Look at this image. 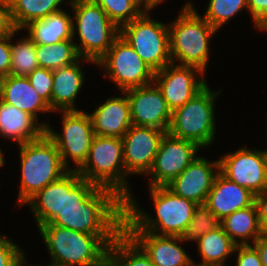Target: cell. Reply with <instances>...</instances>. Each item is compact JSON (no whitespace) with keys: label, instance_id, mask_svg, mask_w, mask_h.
Returning a JSON list of instances; mask_svg holds the SVG:
<instances>
[{"label":"cell","instance_id":"6da1fadb","mask_svg":"<svg viewBox=\"0 0 267 266\" xmlns=\"http://www.w3.org/2000/svg\"><path fill=\"white\" fill-rule=\"evenodd\" d=\"M124 214L125 201L113 190L69 171L63 176L62 211L50 224L92 235H119Z\"/></svg>","mask_w":267,"mask_h":266},{"label":"cell","instance_id":"7a4b0ae2","mask_svg":"<svg viewBox=\"0 0 267 266\" xmlns=\"http://www.w3.org/2000/svg\"><path fill=\"white\" fill-rule=\"evenodd\" d=\"M156 218L147 214L131 195L125 201L124 231H147L157 235L180 236L194 215L196 203L176 195L167 186L149 187Z\"/></svg>","mask_w":267,"mask_h":266},{"label":"cell","instance_id":"3957f363","mask_svg":"<svg viewBox=\"0 0 267 266\" xmlns=\"http://www.w3.org/2000/svg\"><path fill=\"white\" fill-rule=\"evenodd\" d=\"M53 266H107L109 246L118 235H92L44 224L38 227Z\"/></svg>","mask_w":267,"mask_h":266},{"label":"cell","instance_id":"277c9868","mask_svg":"<svg viewBox=\"0 0 267 266\" xmlns=\"http://www.w3.org/2000/svg\"><path fill=\"white\" fill-rule=\"evenodd\" d=\"M176 20L168 24L172 63L193 66L205 73L210 60V41L218 30L186 2Z\"/></svg>","mask_w":267,"mask_h":266},{"label":"cell","instance_id":"5b68a950","mask_svg":"<svg viewBox=\"0 0 267 266\" xmlns=\"http://www.w3.org/2000/svg\"><path fill=\"white\" fill-rule=\"evenodd\" d=\"M18 147L21 181L16 203L22 206L45 186L62 178L69 170L64 166L56 145L46 133Z\"/></svg>","mask_w":267,"mask_h":266},{"label":"cell","instance_id":"8992f818","mask_svg":"<svg viewBox=\"0 0 267 266\" xmlns=\"http://www.w3.org/2000/svg\"><path fill=\"white\" fill-rule=\"evenodd\" d=\"M68 2L74 14L72 29L77 52L81 58L96 64L120 36V28L94 0ZM75 35L78 36L79 44L75 40Z\"/></svg>","mask_w":267,"mask_h":266},{"label":"cell","instance_id":"52a82bcc","mask_svg":"<svg viewBox=\"0 0 267 266\" xmlns=\"http://www.w3.org/2000/svg\"><path fill=\"white\" fill-rule=\"evenodd\" d=\"M82 179L113 190L126 201L132 194L119 137L95 135L84 165L77 171Z\"/></svg>","mask_w":267,"mask_h":266},{"label":"cell","instance_id":"ba28073f","mask_svg":"<svg viewBox=\"0 0 267 266\" xmlns=\"http://www.w3.org/2000/svg\"><path fill=\"white\" fill-rule=\"evenodd\" d=\"M223 90L212 91L208 84L183 106L172 111L168 133L208 148L216 132L215 102Z\"/></svg>","mask_w":267,"mask_h":266},{"label":"cell","instance_id":"9c48e42d","mask_svg":"<svg viewBox=\"0 0 267 266\" xmlns=\"http://www.w3.org/2000/svg\"><path fill=\"white\" fill-rule=\"evenodd\" d=\"M120 36L154 72L172 63L168 24L154 20L149 12L121 26Z\"/></svg>","mask_w":267,"mask_h":266},{"label":"cell","instance_id":"30bf717a","mask_svg":"<svg viewBox=\"0 0 267 266\" xmlns=\"http://www.w3.org/2000/svg\"><path fill=\"white\" fill-rule=\"evenodd\" d=\"M61 113L62 134L52 130L49 124L45 128V133L56 145L64 166L69 171H78L86 162L95 137L92 121L86 110ZM68 159L73 161L75 168L69 166Z\"/></svg>","mask_w":267,"mask_h":266},{"label":"cell","instance_id":"8fae6325","mask_svg":"<svg viewBox=\"0 0 267 266\" xmlns=\"http://www.w3.org/2000/svg\"><path fill=\"white\" fill-rule=\"evenodd\" d=\"M95 65L104 69L105 76H109L120 92L146 86L154 81L155 72L121 36Z\"/></svg>","mask_w":267,"mask_h":266},{"label":"cell","instance_id":"7c38bea8","mask_svg":"<svg viewBox=\"0 0 267 266\" xmlns=\"http://www.w3.org/2000/svg\"><path fill=\"white\" fill-rule=\"evenodd\" d=\"M219 172L254 195L267 189L266 150L239 147L218 159Z\"/></svg>","mask_w":267,"mask_h":266},{"label":"cell","instance_id":"4fadbf2b","mask_svg":"<svg viewBox=\"0 0 267 266\" xmlns=\"http://www.w3.org/2000/svg\"><path fill=\"white\" fill-rule=\"evenodd\" d=\"M201 148L198 144L166 132L160 142L152 168L146 174L149 187L168 186L195 159Z\"/></svg>","mask_w":267,"mask_h":266},{"label":"cell","instance_id":"5bb4252c","mask_svg":"<svg viewBox=\"0 0 267 266\" xmlns=\"http://www.w3.org/2000/svg\"><path fill=\"white\" fill-rule=\"evenodd\" d=\"M204 77V73L196 67L170 63L155 72L153 82L161 90L168 108L173 111L183 106L207 85Z\"/></svg>","mask_w":267,"mask_h":266},{"label":"cell","instance_id":"9a60e30c","mask_svg":"<svg viewBox=\"0 0 267 266\" xmlns=\"http://www.w3.org/2000/svg\"><path fill=\"white\" fill-rule=\"evenodd\" d=\"M166 132L154 127L132 125L122 137L125 171L146 175L152 168L160 142Z\"/></svg>","mask_w":267,"mask_h":266},{"label":"cell","instance_id":"2e32d148","mask_svg":"<svg viewBox=\"0 0 267 266\" xmlns=\"http://www.w3.org/2000/svg\"><path fill=\"white\" fill-rule=\"evenodd\" d=\"M124 92L128 97L133 125L168 131L172 111L168 108L161 90L154 82Z\"/></svg>","mask_w":267,"mask_h":266},{"label":"cell","instance_id":"e0dca14e","mask_svg":"<svg viewBox=\"0 0 267 266\" xmlns=\"http://www.w3.org/2000/svg\"><path fill=\"white\" fill-rule=\"evenodd\" d=\"M219 173V161L205 157L195 159L167 187L176 195L196 204H204Z\"/></svg>","mask_w":267,"mask_h":266},{"label":"cell","instance_id":"ac0fdd59","mask_svg":"<svg viewBox=\"0 0 267 266\" xmlns=\"http://www.w3.org/2000/svg\"><path fill=\"white\" fill-rule=\"evenodd\" d=\"M125 232L145 251L155 266H192L194 264V260L179 245L184 244L180 236L157 235L147 231Z\"/></svg>","mask_w":267,"mask_h":266},{"label":"cell","instance_id":"d6986e66","mask_svg":"<svg viewBox=\"0 0 267 266\" xmlns=\"http://www.w3.org/2000/svg\"><path fill=\"white\" fill-rule=\"evenodd\" d=\"M121 94L108 98L89 114L95 135L122 138L133 125L127 94Z\"/></svg>","mask_w":267,"mask_h":266},{"label":"cell","instance_id":"ffe728a7","mask_svg":"<svg viewBox=\"0 0 267 266\" xmlns=\"http://www.w3.org/2000/svg\"><path fill=\"white\" fill-rule=\"evenodd\" d=\"M254 203L255 195L251 191L219 172L204 204L221 221L236 210L247 208Z\"/></svg>","mask_w":267,"mask_h":266},{"label":"cell","instance_id":"44dd1931","mask_svg":"<svg viewBox=\"0 0 267 266\" xmlns=\"http://www.w3.org/2000/svg\"><path fill=\"white\" fill-rule=\"evenodd\" d=\"M84 61L89 64L94 63L91 60L80 58L74 64L53 70L51 93V110L53 112L81 111V109H77L75 101L85 81L84 71L80 65H84Z\"/></svg>","mask_w":267,"mask_h":266},{"label":"cell","instance_id":"7402d4cb","mask_svg":"<svg viewBox=\"0 0 267 266\" xmlns=\"http://www.w3.org/2000/svg\"><path fill=\"white\" fill-rule=\"evenodd\" d=\"M47 125L46 121L38 122L29 113L0 100V137L22 145L40 138Z\"/></svg>","mask_w":267,"mask_h":266},{"label":"cell","instance_id":"603a6c76","mask_svg":"<svg viewBox=\"0 0 267 266\" xmlns=\"http://www.w3.org/2000/svg\"><path fill=\"white\" fill-rule=\"evenodd\" d=\"M0 100L32 115L39 122V112L49 113V104L36 92L25 76L0 79Z\"/></svg>","mask_w":267,"mask_h":266},{"label":"cell","instance_id":"cb8c5ba5","mask_svg":"<svg viewBox=\"0 0 267 266\" xmlns=\"http://www.w3.org/2000/svg\"><path fill=\"white\" fill-rule=\"evenodd\" d=\"M72 16L65 10L27 24V35L35 44L54 45L61 41L73 40Z\"/></svg>","mask_w":267,"mask_h":266},{"label":"cell","instance_id":"d4e9b609","mask_svg":"<svg viewBox=\"0 0 267 266\" xmlns=\"http://www.w3.org/2000/svg\"><path fill=\"white\" fill-rule=\"evenodd\" d=\"M220 225L237 245L253 244L264 233L255 203L226 216L220 221Z\"/></svg>","mask_w":267,"mask_h":266},{"label":"cell","instance_id":"484cf974","mask_svg":"<svg viewBox=\"0 0 267 266\" xmlns=\"http://www.w3.org/2000/svg\"><path fill=\"white\" fill-rule=\"evenodd\" d=\"M63 177L48 184L26 204L31 207L37 227L50 224L62 211Z\"/></svg>","mask_w":267,"mask_h":266},{"label":"cell","instance_id":"4316f807","mask_svg":"<svg viewBox=\"0 0 267 266\" xmlns=\"http://www.w3.org/2000/svg\"><path fill=\"white\" fill-rule=\"evenodd\" d=\"M196 244L202 260L195 264L204 265H225L227 258L235 254L237 246L221 225L200 237Z\"/></svg>","mask_w":267,"mask_h":266},{"label":"cell","instance_id":"83f0119b","mask_svg":"<svg viewBox=\"0 0 267 266\" xmlns=\"http://www.w3.org/2000/svg\"><path fill=\"white\" fill-rule=\"evenodd\" d=\"M107 266H155L145 251L123 230L109 246Z\"/></svg>","mask_w":267,"mask_h":266},{"label":"cell","instance_id":"f1b7e54d","mask_svg":"<svg viewBox=\"0 0 267 266\" xmlns=\"http://www.w3.org/2000/svg\"><path fill=\"white\" fill-rule=\"evenodd\" d=\"M64 0H9L11 17L17 30L32 21L40 20L48 15L62 10L60 5Z\"/></svg>","mask_w":267,"mask_h":266},{"label":"cell","instance_id":"f546056e","mask_svg":"<svg viewBox=\"0 0 267 266\" xmlns=\"http://www.w3.org/2000/svg\"><path fill=\"white\" fill-rule=\"evenodd\" d=\"M39 67L55 70L77 62L79 56L74 40H65L54 45L36 44Z\"/></svg>","mask_w":267,"mask_h":266},{"label":"cell","instance_id":"4dcf8cb0","mask_svg":"<svg viewBox=\"0 0 267 266\" xmlns=\"http://www.w3.org/2000/svg\"><path fill=\"white\" fill-rule=\"evenodd\" d=\"M19 30L11 34V68L10 75L27 77L36 68L39 67L36 44L27 36L12 42L14 35L16 37Z\"/></svg>","mask_w":267,"mask_h":266},{"label":"cell","instance_id":"1f68e13d","mask_svg":"<svg viewBox=\"0 0 267 266\" xmlns=\"http://www.w3.org/2000/svg\"><path fill=\"white\" fill-rule=\"evenodd\" d=\"M247 9V0H209L203 18L219 30L242 10Z\"/></svg>","mask_w":267,"mask_h":266},{"label":"cell","instance_id":"d6a6232c","mask_svg":"<svg viewBox=\"0 0 267 266\" xmlns=\"http://www.w3.org/2000/svg\"><path fill=\"white\" fill-rule=\"evenodd\" d=\"M219 226L220 220L217 216L205 204H197L193 218L181 235V239L184 242L188 240L196 242L200 237Z\"/></svg>","mask_w":267,"mask_h":266},{"label":"cell","instance_id":"836d02e7","mask_svg":"<svg viewBox=\"0 0 267 266\" xmlns=\"http://www.w3.org/2000/svg\"><path fill=\"white\" fill-rule=\"evenodd\" d=\"M106 13L109 19L119 28L138 18L144 11L137 0H94Z\"/></svg>","mask_w":267,"mask_h":266},{"label":"cell","instance_id":"e575fe53","mask_svg":"<svg viewBox=\"0 0 267 266\" xmlns=\"http://www.w3.org/2000/svg\"><path fill=\"white\" fill-rule=\"evenodd\" d=\"M27 78L36 92L49 104L51 109L53 70L38 67Z\"/></svg>","mask_w":267,"mask_h":266},{"label":"cell","instance_id":"d590c367","mask_svg":"<svg viewBox=\"0 0 267 266\" xmlns=\"http://www.w3.org/2000/svg\"><path fill=\"white\" fill-rule=\"evenodd\" d=\"M0 234V266H19L24 251L11 238Z\"/></svg>","mask_w":267,"mask_h":266},{"label":"cell","instance_id":"8d00e7d4","mask_svg":"<svg viewBox=\"0 0 267 266\" xmlns=\"http://www.w3.org/2000/svg\"><path fill=\"white\" fill-rule=\"evenodd\" d=\"M247 6L255 28L267 32V0H247Z\"/></svg>","mask_w":267,"mask_h":266},{"label":"cell","instance_id":"74e56055","mask_svg":"<svg viewBox=\"0 0 267 266\" xmlns=\"http://www.w3.org/2000/svg\"><path fill=\"white\" fill-rule=\"evenodd\" d=\"M234 253H237L236 266H263L257 250L251 244L237 245Z\"/></svg>","mask_w":267,"mask_h":266},{"label":"cell","instance_id":"f35d334b","mask_svg":"<svg viewBox=\"0 0 267 266\" xmlns=\"http://www.w3.org/2000/svg\"><path fill=\"white\" fill-rule=\"evenodd\" d=\"M11 35L0 37V79L10 75Z\"/></svg>","mask_w":267,"mask_h":266},{"label":"cell","instance_id":"ab89813d","mask_svg":"<svg viewBox=\"0 0 267 266\" xmlns=\"http://www.w3.org/2000/svg\"><path fill=\"white\" fill-rule=\"evenodd\" d=\"M16 30L11 17L9 0H0V37L11 35Z\"/></svg>","mask_w":267,"mask_h":266},{"label":"cell","instance_id":"60d3db41","mask_svg":"<svg viewBox=\"0 0 267 266\" xmlns=\"http://www.w3.org/2000/svg\"><path fill=\"white\" fill-rule=\"evenodd\" d=\"M255 205L260 226L264 232H267V189L255 195Z\"/></svg>","mask_w":267,"mask_h":266},{"label":"cell","instance_id":"b9f144b4","mask_svg":"<svg viewBox=\"0 0 267 266\" xmlns=\"http://www.w3.org/2000/svg\"><path fill=\"white\" fill-rule=\"evenodd\" d=\"M258 252L263 266H267V232H264L253 244Z\"/></svg>","mask_w":267,"mask_h":266},{"label":"cell","instance_id":"7bdbcfd3","mask_svg":"<svg viewBox=\"0 0 267 266\" xmlns=\"http://www.w3.org/2000/svg\"><path fill=\"white\" fill-rule=\"evenodd\" d=\"M165 0H137L138 5L144 12H150L154 8L158 7L161 2L164 3Z\"/></svg>","mask_w":267,"mask_h":266},{"label":"cell","instance_id":"ee69618b","mask_svg":"<svg viewBox=\"0 0 267 266\" xmlns=\"http://www.w3.org/2000/svg\"><path fill=\"white\" fill-rule=\"evenodd\" d=\"M22 266H27V258L25 257V255L22 258ZM28 266H44V265H36V264L31 265L30 264ZM45 266H53V265L47 264Z\"/></svg>","mask_w":267,"mask_h":266},{"label":"cell","instance_id":"f6af8a7d","mask_svg":"<svg viewBox=\"0 0 267 266\" xmlns=\"http://www.w3.org/2000/svg\"><path fill=\"white\" fill-rule=\"evenodd\" d=\"M3 165H5V160L3 157V152L1 151V147H0V168L3 167Z\"/></svg>","mask_w":267,"mask_h":266},{"label":"cell","instance_id":"bcb514c9","mask_svg":"<svg viewBox=\"0 0 267 266\" xmlns=\"http://www.w3.org/2000/svg\"><path fill=\"white\" fill-rule=\"evenodd\" d=\"M193 263H194V266H226V264L225 265H204V264H195V262Z\"/></svg>","mask_w":267,"mask_h":266}]
</instances>
